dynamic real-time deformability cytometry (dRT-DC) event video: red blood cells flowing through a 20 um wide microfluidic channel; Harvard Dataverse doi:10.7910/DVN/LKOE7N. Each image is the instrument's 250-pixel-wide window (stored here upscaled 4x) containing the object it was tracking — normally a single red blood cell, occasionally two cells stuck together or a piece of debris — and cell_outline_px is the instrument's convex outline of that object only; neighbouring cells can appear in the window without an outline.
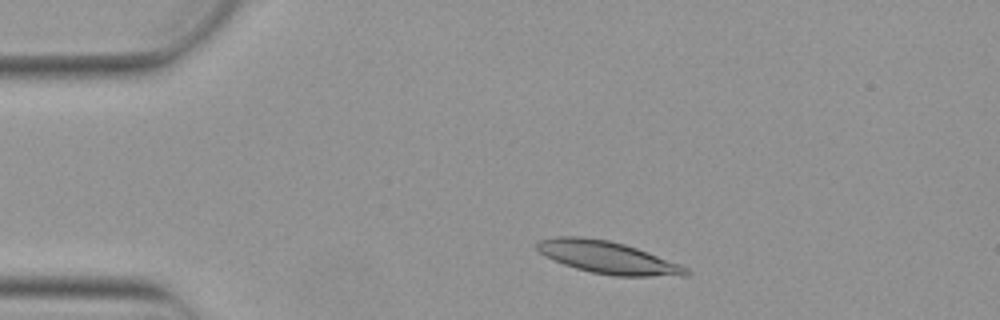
{"species": "Egyptian fruit bat (a non-hibernating species)", "species_latin": "Rousettus aegyptiacus", "temperature_condition": "warm", "stored_images_in_passage": 3, "camera_frame_rate_fps": 3000, "um_per_image_px": 0.085, "animal": {"sex": "female"}, "frame": {"image": 1, "passage_image": 1, "time_ms": 0.0, "image_size_px": [1000, 320], "cell_outline_px": [[692, 272], [688, 276], [616, 276], [592, 272], [576, 268], [564, 264], [540, 252], [536, 248], [536, 244], [540, 240], [556, 236], [580, 236], [608, 240], [624, 244], [636, 248], [680, 264], [688, 268]], "centroid_in_image_um": [51.7, 21.88], "position_along_channel_um": 33.3, "area_um2": 27.8}}
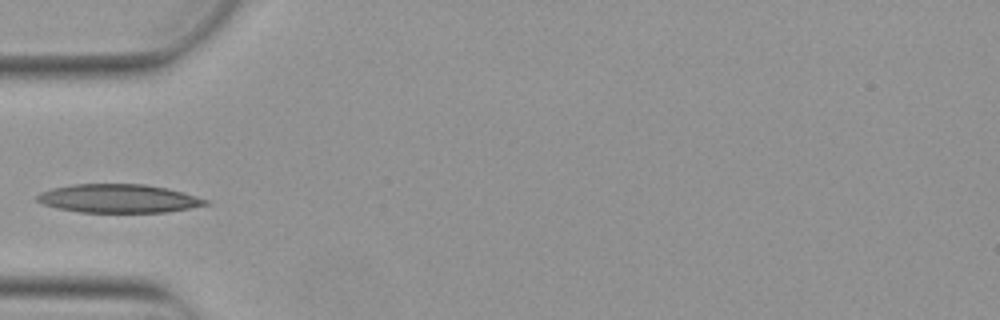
{"frame": {"image": 2, "passage_image": 3, "time_ms": 0.667, "image_size_px": [1000, 320], "cell_outline_px": [[212, 204], [168, 212], [80, 212], [56, 208], [44, 204], [36, 200], [36, 196], [40, 192], [52, 188], [72, 184], [144, 184], [168, 188], [196, 196], [208, 200]], "centroid_in_image_um": [10.09, 16.87], "position_along_channel_um": 74.9, "area_um2": 28.09}}